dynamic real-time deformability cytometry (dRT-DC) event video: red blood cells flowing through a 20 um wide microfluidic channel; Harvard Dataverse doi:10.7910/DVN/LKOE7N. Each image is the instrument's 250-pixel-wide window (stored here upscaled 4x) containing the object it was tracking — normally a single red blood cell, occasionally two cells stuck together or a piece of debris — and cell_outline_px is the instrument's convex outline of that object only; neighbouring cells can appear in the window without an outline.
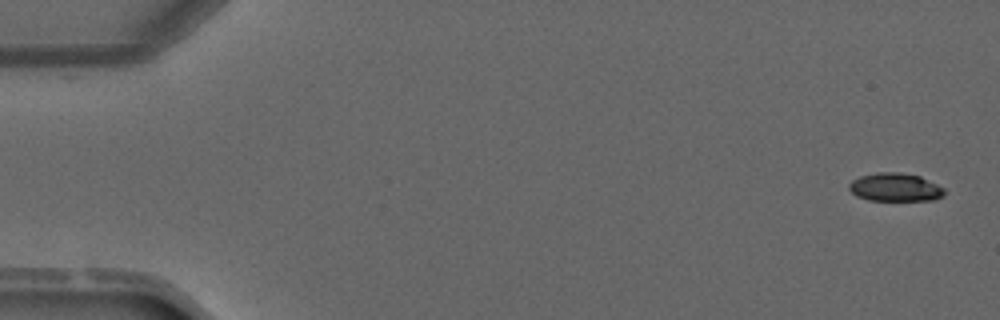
{"species": "common noctule bat (a hibernating species)", "species_latin": "Nyctalus noctula", "temperature_condition": "warm", "stored_images_in_passage": 4, "camera_frame_rate_fps": 3000, "um_per_image_px": 0.085, "animal": {"sex": "male", "forearm_length_mm": 52.5}, "frame": {"image": 1, "passage_image": 1, "time_ms": 0.0, "image_size_px": [1000, 320], "cell_outline_px": [[944, 196], [936, 200], [868, 200], [856, 196], [848, 188], [848, 184], [852, 180], [860, 176], [876, 172], [900, 172], [920, 176], [944, 188]], "centroid_in_image_um": [76.08, 15.91], "position_along_channel_um": 8.9, "area_um2": 15.78}}
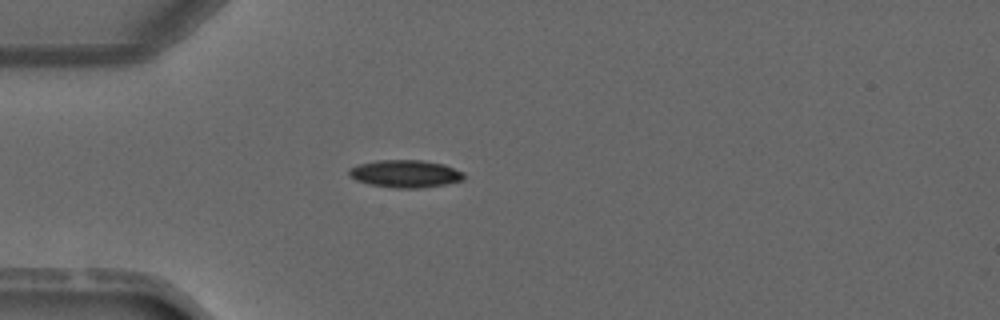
{"frame": {"image": 2, "passage_image": 4, "time_ms": 3.667, "image_size_px": [1000, 320], "cell_outline_px": [[464, 180], [444, 184], [420, 188], [396, 188], [368, 184], [356, 180], [348, 176], [348, 168], [360, 164], [376, 160], [420, 160], [444, 164], [464, 172]], "centroid_in_image_um": [34.43, 14.76], "position_along_channel_um": 50.6, "area_um2": 18.5}}